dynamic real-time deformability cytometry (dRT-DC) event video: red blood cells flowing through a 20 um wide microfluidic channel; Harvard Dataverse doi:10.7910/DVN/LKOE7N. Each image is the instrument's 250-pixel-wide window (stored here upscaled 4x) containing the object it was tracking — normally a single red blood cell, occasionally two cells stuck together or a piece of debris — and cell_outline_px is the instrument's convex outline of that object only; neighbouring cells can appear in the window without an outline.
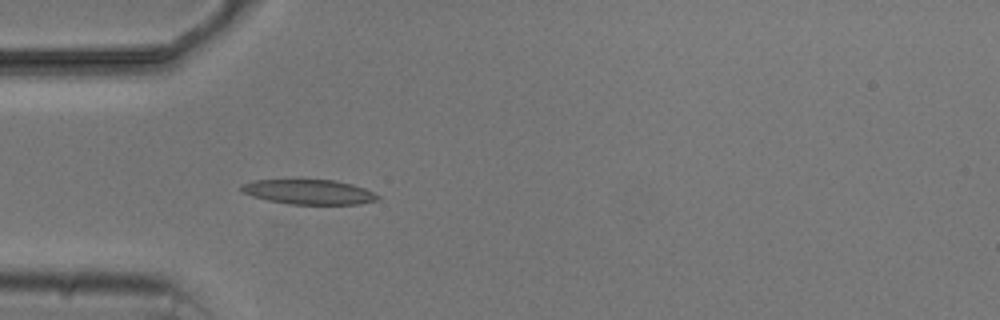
{"species": "common noctule bat (a hibernating species)", "species_latin": "Nyctalus noctula", "temperature_condition": "cold", "stored_images_in_passage": 4, "camera_frame_rate_fps": 3000, "um_per_image_px": 0.085, "animal": {"sex": "male", "body_mass_g": 20.5, "forearm_length_mm": 52.5}, "frame": {"image": 1, "passage_image": 4, "time_ms": 4.0, "image_size_px": [1000, 320], "cell_outline_px": [[380, 196], [376, 200], [360, 204], [288, 204], [268, 200], [252, 196], [240, 192], [240, 184], [256, 180], [332, 180], [352, 184], [364, 188]], "centroid_in_image_um": [26.21, 16.32], "position_along_channel_um": 58.8, "area_um2": 19.59}}